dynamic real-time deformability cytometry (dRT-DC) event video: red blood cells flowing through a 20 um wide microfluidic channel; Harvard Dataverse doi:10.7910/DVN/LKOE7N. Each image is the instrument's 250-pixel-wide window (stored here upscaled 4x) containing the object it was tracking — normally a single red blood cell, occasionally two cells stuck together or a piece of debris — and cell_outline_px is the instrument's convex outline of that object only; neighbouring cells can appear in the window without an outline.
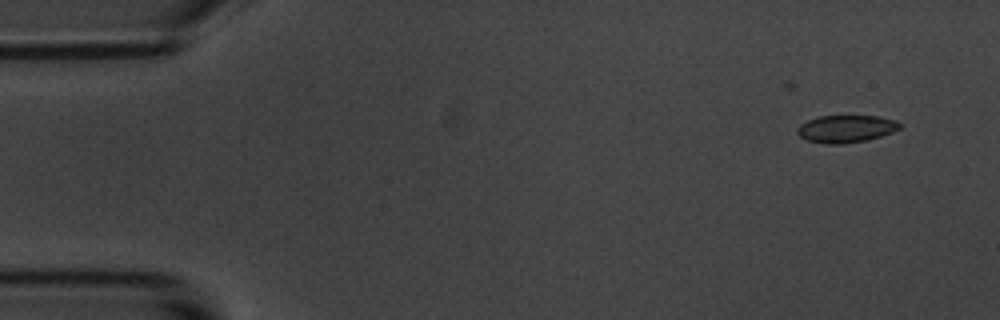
{"species": "common noctule bat (a hibernating species)", "species_latin": "Nyctalus noctula", "temperature_condition": "room temperature", "stored_images_in_passage": 9, "camera_frame_rate_fps": 3000, "um_per_image_px": 0.085, "animal": {"sex": "male", "body_mass_g": 20.1, "forearm_length_mm": 53.5}, "frame": {"image": 1, "passage_image": 1, "time_ms": 0.0, "image_size_px": [1000, 320], "cell_outline_px": [[904, 124], [900, 128], [892, 132], [868, 140], [840, 144], [828, 144], [808, 140], [800, 136], [796, 132], [796, 128], [800, 124], [816, 116], [880, 116], [896, 120]], "centroid_in_image_um": [71.93, 10.94], "position_along_channel_um": 13.1, "area_um2": 16.47}}
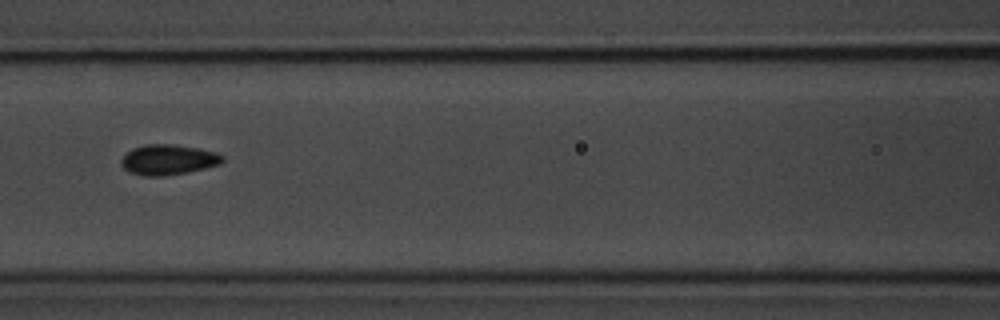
{"frame": {"image": 2, "passage_image": 7, "time_ms": 7.0, "image_size_px": [1000, 320], "cell_outline_px": [[224, 160], [220, 164], [188, 172], [164, 176], [144, 176], [128, 172], [120, 164], [120, 160], [132, 148], [144, 144], [172, 144], [200, 148], [216, 152], [224, 156]], "centroid_in_image_um": [14.29, 13.57], "position_along_channel_um": 152.3, "area_um2": 18.03}}
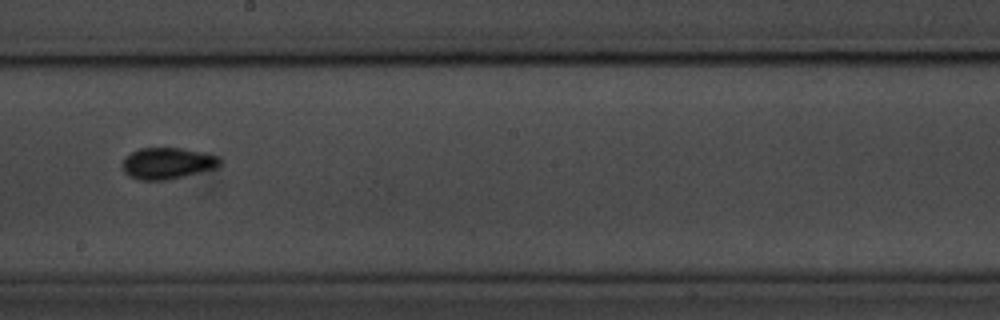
{"frame": {"image": 3, "passage_image": 9, "time_ms": 9.333, "image_size_px": [1000, 320], "cell_outline_px": [[224, 160], [216, 168], [184, 176], [164, 180], [140, 180], [128, 176], [124, 172], [120, 164], [132, 152], [140, 148], [180, 148], [208, 152], [220, 156]], "centroid_in_image_um": [14.28, 13.87], "position_along_channel_um": 233.9, "area_um2": 18.09}}